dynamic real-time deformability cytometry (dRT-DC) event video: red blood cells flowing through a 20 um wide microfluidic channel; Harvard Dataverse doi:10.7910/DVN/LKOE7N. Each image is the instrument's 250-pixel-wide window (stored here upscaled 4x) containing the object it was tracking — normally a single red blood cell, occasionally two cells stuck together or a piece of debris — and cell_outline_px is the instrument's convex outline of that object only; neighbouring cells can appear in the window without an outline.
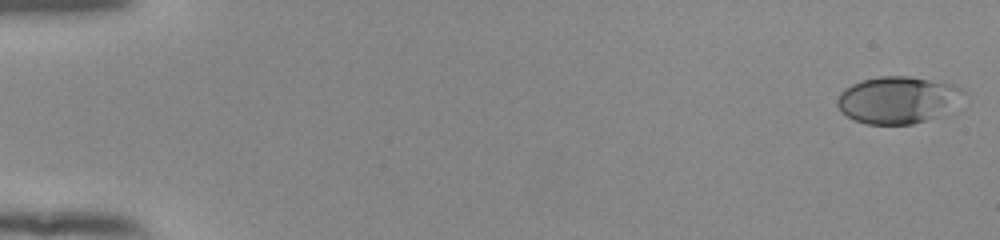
{"species": "human", "species_latin": "Homo sapiens", "temperature_condition": "room temperature", "stored_images_in_passage": 53, "camera_frame_rate_fps": 3000, "um_per_image_px": 0.085, "donor": {"sex": "female"}, "frame": {"image": 1, "passage_image": 1, "time_ms": 0.0, "image_size_px": [1000, 240], "cell_outline_px": [[964, 92], [936, 116], [912, 124], [868, 124], [856, 120], [840, 112], [836, 104], [836, 100], [840, 92], [844, 88], [860, 80], [880, 76], [908, 76], [952, 84], [960, 88]], "centroid_in_image_um": [76.15, 8.47], "position_along_channel_um": 8.8, "area_um2": 33.64}}
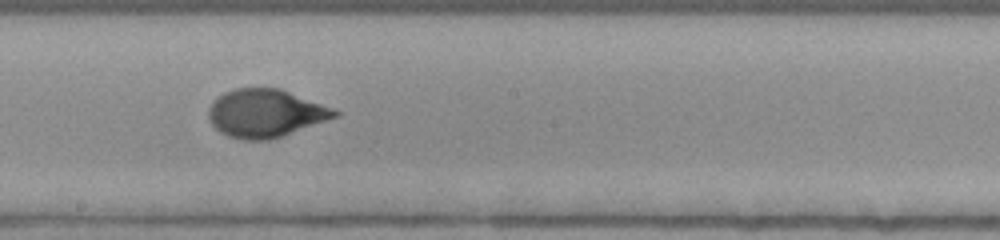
{"frame": {"image": 2, "passage_image": 31, "time_ms": 10.0, "image_size_px": [1000, 240], "cell_outline_px": [[340, 116], [268, 140], [244, 140], [228, 136], [220, 132], [212, 124], [208, 116], [208, 108], [224, 92], [236, 88], [280, 88], [332, 108], [340, 112]], "centroid_in_image_um": [22.56, 9.63], "position_along_channel_um": 225.6, "area_um2": 34.91}}
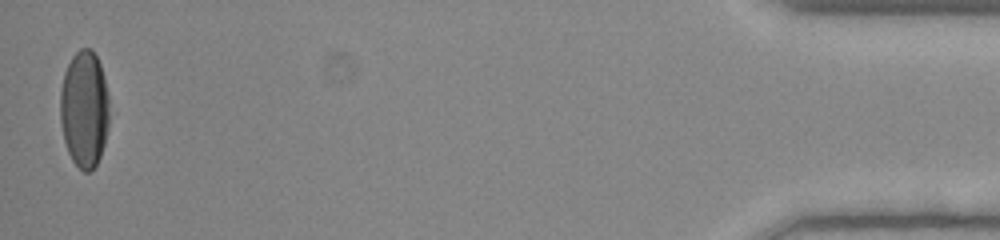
{"frame": {"image": 3, "passage_image": 53, "time_ms": 17.333, "image_size_px": [1000, 240], "cell_outline_px": [[108, 128], [104, 144], [100, 156], [96, 164], [88, 172], [84, 172], [72, 160], [68, 152], [64, 140], [60, 120], [60, 92], [64, 72], [72, 56], [80, 48], [92, 48], [100, 64], [104, 76], [108, 96]], "centroid_in_image_um": [7.16, 9.25], "position_along_channel_um": 428.0, "area_um2": 33.47}, "authors_computed_cell_mechanics": {"area_um2": 34.6222, "velocity_mm_per_s": 3.8984, "shape_relaxation_time_tau1_ms": 4.0996, "shape_relaxation_time_tau2_ms": null, "deformation_change_tau1": 0.1786, "deformation_change_tau2": null}}